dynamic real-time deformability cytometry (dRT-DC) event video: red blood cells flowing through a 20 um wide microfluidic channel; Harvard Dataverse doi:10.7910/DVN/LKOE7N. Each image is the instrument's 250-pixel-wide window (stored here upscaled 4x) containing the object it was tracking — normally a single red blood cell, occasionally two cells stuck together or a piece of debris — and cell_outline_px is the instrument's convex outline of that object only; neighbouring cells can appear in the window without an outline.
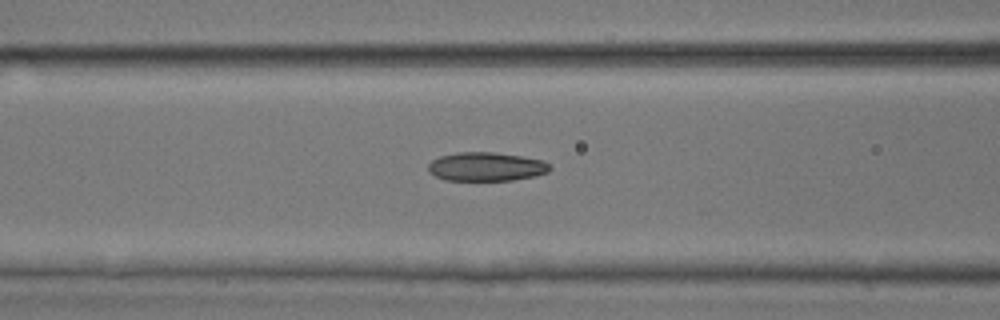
{"species": "common noctule bat (a hibernating species)", "species_latin": "Nyctalus noctula", "temperature_condition": "room temperature", "stored_images_in_passage": 25, "camera_frame_rate_fps": 3000, "um_per_image_px": 0.085, "animal": {"sex": "male", "body_mass_g": 17.9, "forearm_length_mm": 54.2}, "frame": {"image": 1, "passage_image": 21, "time_ms": 6.667, "image_size_px": [1000, 320], "cell_outline_px": [[552, 168], [548, 172], [536, 176], [512, 180], [444, 180], [428, 172], [428, 164], [432, 160], [440, 156], [456, 152], [496, 152], [544, 160]], "centroid_in_image_um": [41.33, 14.16], "position_along_channel_um": 125.3, "area_um2": 20.52}}